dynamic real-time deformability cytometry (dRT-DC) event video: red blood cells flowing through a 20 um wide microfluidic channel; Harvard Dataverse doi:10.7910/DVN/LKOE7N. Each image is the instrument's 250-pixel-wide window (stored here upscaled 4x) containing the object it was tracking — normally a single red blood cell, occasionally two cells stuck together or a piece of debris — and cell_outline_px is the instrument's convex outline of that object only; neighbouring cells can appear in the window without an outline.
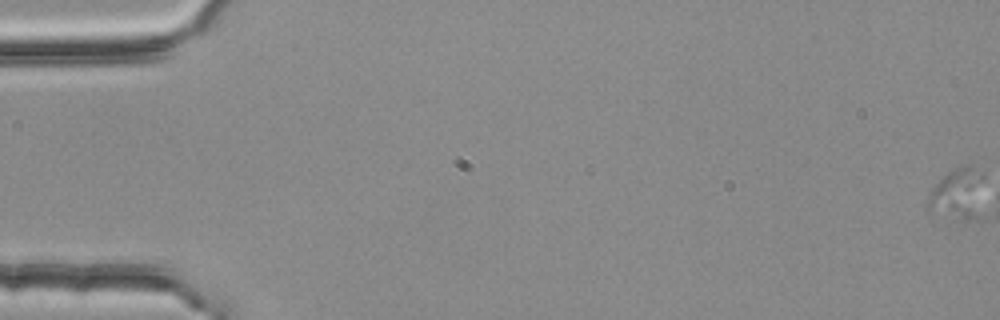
{"species": "common noctule bat (a hibernating species)", "species_latin": "Nyctalus noctula", "temperature_condition": "room temperature", "stored_images_in_passage": 2, "camera_frame_rate_fps": 3000, "um_per_image_px": 0.085, "animal": {"sex": "female", "body_mass_g": 25.1}, "frame": {"image": 1, "passage_image": 2, "time_ms": 0.333, "image_size_px": [1000, 320], "cell_outline_px": [[984, 176], [976, 216], [968, 220], [964, 220], [928, 208], [928, 204], [932, 192], [936, 184], [948, 172], [972, 160]], "centroid_in_image_um": [81.48, 16.34], "position_along_channel_um": 3.5, "area_um2": 16.01}}